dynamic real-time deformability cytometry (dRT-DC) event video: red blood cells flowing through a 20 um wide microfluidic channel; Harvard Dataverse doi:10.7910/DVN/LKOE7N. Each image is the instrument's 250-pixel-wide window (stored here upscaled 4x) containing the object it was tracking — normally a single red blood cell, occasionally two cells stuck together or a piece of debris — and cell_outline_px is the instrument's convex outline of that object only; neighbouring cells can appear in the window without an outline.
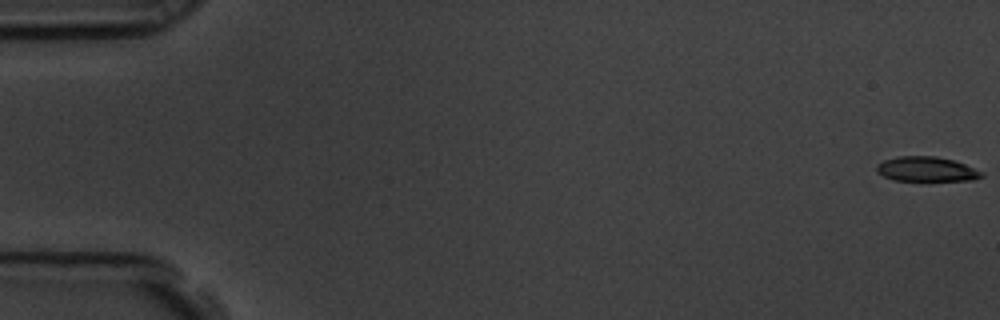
{"species": "common noctule bat (a hibernating species)", "species_latin": "Nyctalus noctula", "temperature_condition": "room temperature", "stored_images_in_passage": 58, "camera_frame_rate_fps": 3000, "um_per_image_px": 0.085, "animal": {"sex": "male", "body_mass_g": 19.5, "forearm_length_mm": 54.6}, "frame": {"image": 1, "passage_image": 1, "time_ms": 0.0, "image_size_px": [1000, 320], "cell_outline_px": [[984, 176], [976, 180], [892, 180], [876, 172], [876, 164], [884, 160], [900, 156], [936, 156], [952, 160], [964, 164], [984, 172]], "centroid_in_image_um": [78.75, 14.38], "position_along_channel_um": 6.3, "area_um2": 15.09}}
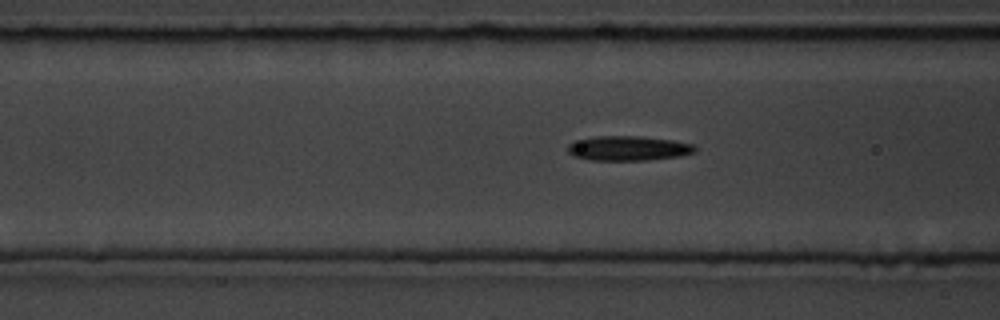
{"frame": {"image": 2, "passage_image": 23, "time_ms": 7.333, "image_size_px": [1000, 320], "cell_outline_px": [[696, 152], [680, 156], [644, 160], [588, 160], [572, 156], [568, 152], [568, 144], [572, 140], [596, 136], [640, 136], [672, 140], [692, 144], [696, 148]], "centroid_in_image_um": [53.34, 12.6], "position_along_channel_um": 113.3, "area_um2": 18.44}}
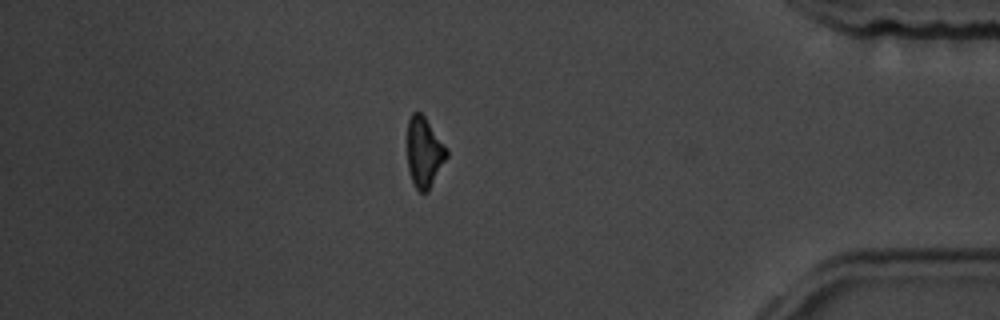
{"frame": {"image": 3, "passage_image": 50, "time_ms": 16.333, "image_size_px": [1000, 320], "cell_outline_px": [[448, 156], [428, 192], [420, 192], [412, 184], [408, 168], [408, 120], [412, 112], [420, 112], [424, 116], [448, 148]], "centroid_in_image_um": [36.07, 12.96], "position_along_channel_um": 399.1, "area_um2": 16.18}, "authors_computed_cell_mechanics": {"area_um2": 17.1377, "velocity_mm_per_s": 3.5839, "shape_relaxation_time_tau1_ms": 6.4595, "shape_relaxation_time_tau2_ms": null, "deformation_change_tau1": 0.1424, "deformation_change_tau2": null}}